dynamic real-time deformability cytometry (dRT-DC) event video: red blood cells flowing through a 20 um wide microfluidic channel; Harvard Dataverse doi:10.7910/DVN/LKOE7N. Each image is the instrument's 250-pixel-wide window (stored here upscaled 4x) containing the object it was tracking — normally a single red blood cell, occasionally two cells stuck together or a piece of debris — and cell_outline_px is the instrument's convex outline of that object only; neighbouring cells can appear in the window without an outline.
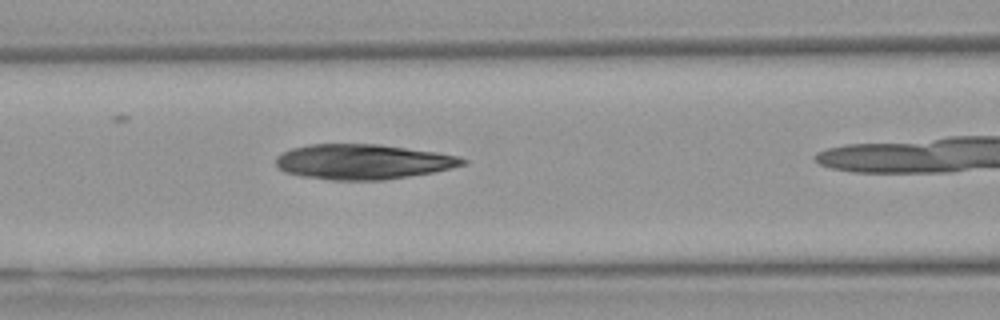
{"species": "Egyptian fruit bat (a non-hibernating species)", "species_latin": "Rousettus aegyptiacus", "temperature_condition": "warm", "stored_images_in_passage": 28, "camera_frame_rate_fps": 3000, "um_per_image_px": 0.085, "animal": {"sex": "female"}, "frame": {"image": 1, "passage_image": 8, "time_ms": 2.333, "image_size_px": [1000, 320], "cell_outline_px": [[468, 164], [452, 168], [432, 172], [384, 180], [332, 180], [304, 176], [284, 172], [276, 168], [276, 156], [292, 148], [308, 144], [380, 144], [436, 152], [460, 156], [468, 160]], "centroid_in_image_um": [30.86, 13.74], "position_along_channel_um": 135.7, "area_um2": 38.32}}
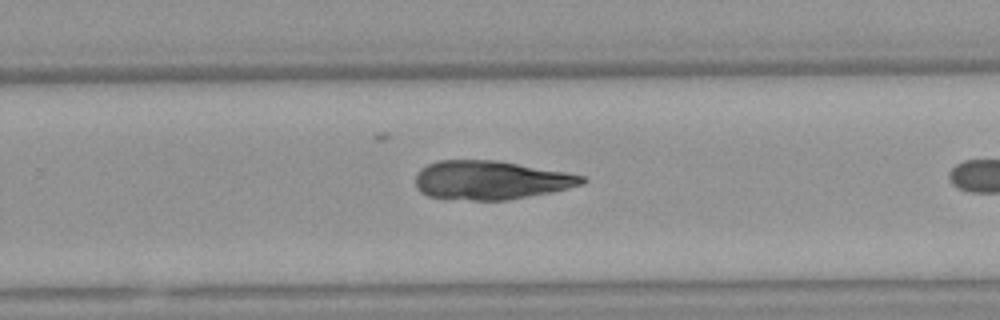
{"frame": {"image": 2, "passage_image": 20, "time_ms": 6.333, "image_size_px": [1000, 320], "cell_outline_px": [[588, 180], [584, 184], [552, 192], [508, 200], [472, 200], [428, 196], [420, 192], [416, 188], [416, 172], [420, 168], [436, 160], [496, 160], [564, 172], [584, 176]], "centroid_in_image_um": [41.69, 15.31], "position_along_channel_um": 288.1, "area_um2": 37.63}}
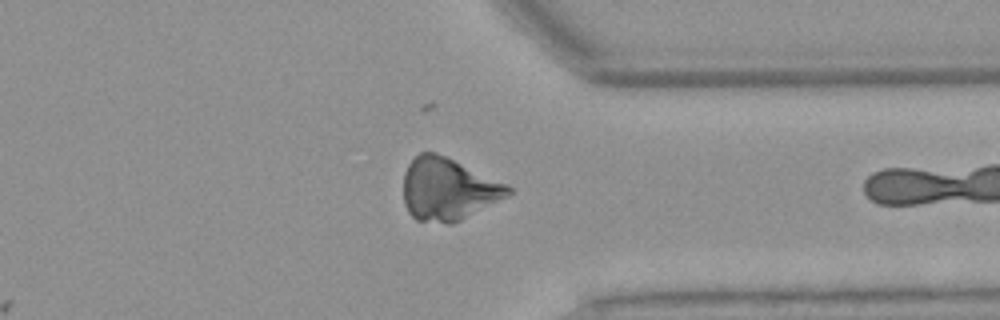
{"frame": {"image": 3, "passage_image": 27, "time_ms": 8.667, "image_size_px": [1000, 320], "cell_outline_px": [[512, 192], [508, 196], [452, 224], [444, 224], [416, 220], [408, 212], [404, 204], [404, 172], [408, 164], [420, 152], [436, 152], [508, 184], [512, 188]], "centroid_in_image_um": [38.07, 16.09], "position_along_channel_um": 373.3, "area_um2": 38.03}}